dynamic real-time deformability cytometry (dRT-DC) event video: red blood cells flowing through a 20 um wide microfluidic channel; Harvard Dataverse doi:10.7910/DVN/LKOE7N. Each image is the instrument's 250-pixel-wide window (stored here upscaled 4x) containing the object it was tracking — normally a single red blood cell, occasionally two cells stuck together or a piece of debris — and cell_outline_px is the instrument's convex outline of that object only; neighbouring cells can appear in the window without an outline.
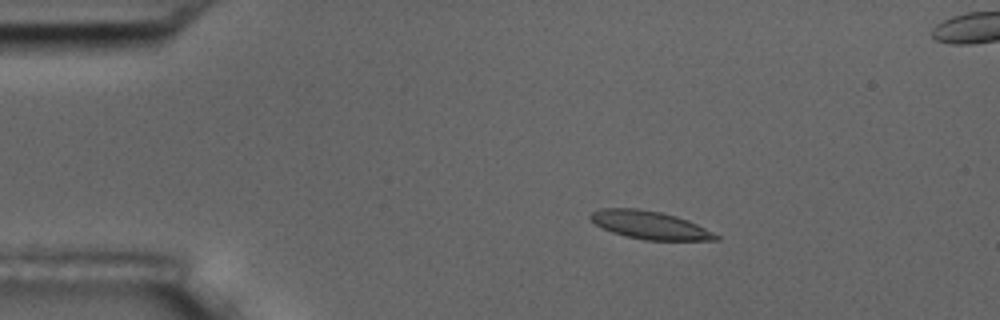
{"species": "common noctule bat (a hibernating species)", "species_latin": "Nyctalus noctula", "temperature_condition": "room temperature", "stored_images_in_passage": 49, "camera_frame_rate_fps": 3000, "um_per_image_px": 0.085, "animal": {"sex": "male", "body_mass_g": 17.5, "forearm_length_mm": 52.3}, "frame": {"image": 1, "passage_image": 1, "time_ms": 0.0, "image_size_px": [1000, 320], "cell_outline_px": [[720, 240], [644, 240], [624, 236], [612, 232], [596, 224], [588, 216], [592, 212], [600, 208], [636, 208], [660, 212], [676, 216], [688, 220], [720, 236]], "centroid_in_image_um": [55.22, 19.13], "position_along_channel_um": 29.8, "area_um2": 20.35}}
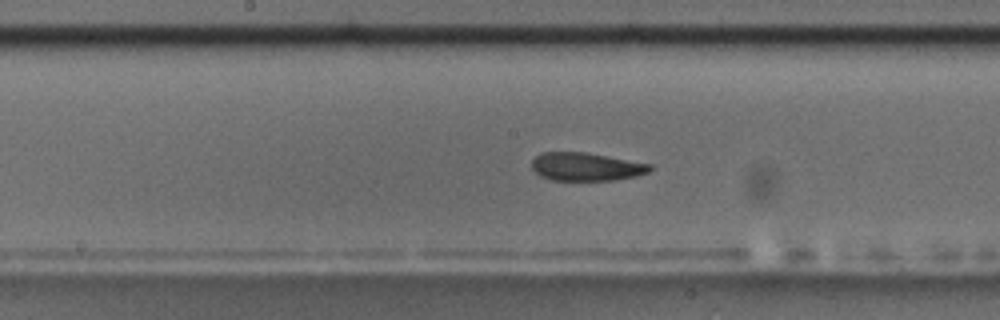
{"frame": {"image": 2, "passage_image": 20, "time_ms": 6.333, "image_size_px": [1000, 320], "cell_outline_px": [[652, 168], [648, 172], [636, 176], [616, 180], [552, 180], [540, 176], [532, 168], [532, 160], [540, 152], [584, 152], [652, 164]], "centroid_in_image_um": [49.81, 14.17], "position_along_channel_um": 198.4, "area_um2": 19.36}}
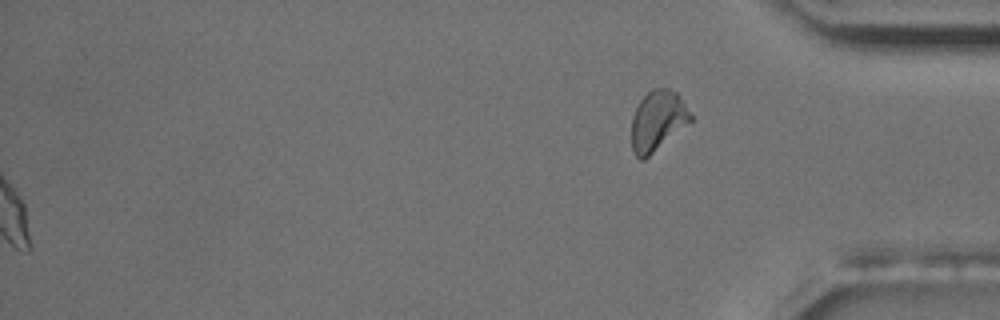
{"frame": {"image": 3, "passage_image": 49, "time_ms": 16.0, "image_size_px": [1000, 320], "cell_outline_px": [[692, 120], [644, 160], [640, 160], [632, 152], [632, 116], [640, 100], [652, 88], [668, 88], [676, 92], [692, 116]], "centroid_in_image_um": [55.87, 10.27], "position_along_channel_um": 379.3, "area_um2": 20.4}, "authors_computed_cell_mechanics": {"area_um2": 20.8658, "velocity_mm_per_s": 3.5412, "shape_relaxation_time_tau1_ms": 3.8596, "shape_relaxation_time_tau2_ms": 2.7242, "deformation_change_tau1": 0.1318, "deformation_change_tau2": 0.0828}}